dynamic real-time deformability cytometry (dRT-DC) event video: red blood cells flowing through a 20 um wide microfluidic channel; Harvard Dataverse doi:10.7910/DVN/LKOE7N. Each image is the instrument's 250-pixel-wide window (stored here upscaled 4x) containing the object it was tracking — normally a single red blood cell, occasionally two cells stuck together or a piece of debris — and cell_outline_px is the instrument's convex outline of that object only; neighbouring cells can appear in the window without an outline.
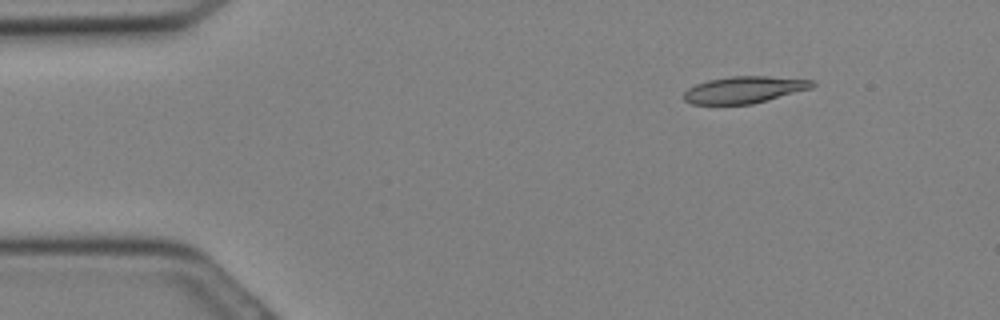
{"species": "Egyptian fruit bat (a non-hibernating species)", "species_latin": "Rousettus aegyptiacus", "temperature_condition": "cold", "stored_images_in_passage": 8, "camera_frame_rate_fps": 3000, "um_per_image_px": 0.085, "animal": {"sex": "female"}, "frame": {"image": 1, "passage_image": 3, "time_ms": 0.667, "image_size_px": [1000, 320], "cell_outline_px": [[816, 84], [812, 88], [752, 104], [692, 104], [684, 100], [684, 92], [688, 88], [696, 84], [708, 80], [732, 76], [768, 76], [816, 80]], "centroid_in_image_um": [63.29, 7.62], "position_along_channel_um": 21.7, "area_um2": 20.06}}
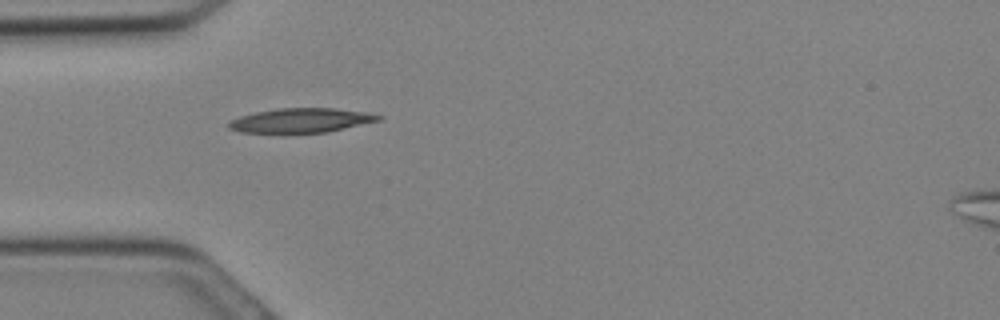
{"frame": {"image": 2, "passage_image": 8, "time_ms": 2.333, "image_size_px": [1000, 320], "cell_outline_px": [[384, 116], [380, 120], [328, 132], [288, 136], [240, 132], [228, 128], [228, 124], [232, 120], [240, 116], [256, 112], [280, 108], [336, 108], [368, 112]], "centroid_in_image_um": [25.56, 10.28], "position_along_channel_um": 59.4, "area_um2": 22.31}}